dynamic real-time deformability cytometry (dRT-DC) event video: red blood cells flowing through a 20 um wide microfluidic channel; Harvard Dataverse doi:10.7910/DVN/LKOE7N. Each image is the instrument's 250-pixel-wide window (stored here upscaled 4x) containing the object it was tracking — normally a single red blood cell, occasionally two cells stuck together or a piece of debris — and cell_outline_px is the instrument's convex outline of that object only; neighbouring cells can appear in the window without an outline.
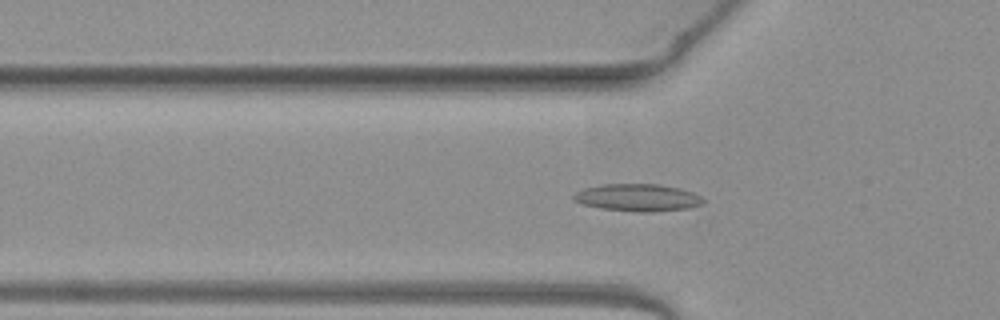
{"species": "common noctule bat (a hibernating species)", "species_latin": "Nyctalus noctula", "temperature_condition": "warm", "stored_images_in_passage": 40, "camera_frame_rate_fps": 3000, "um_per_image_px": 0.085, "animal": {"sex": "female", "body_mass_g": 19.3, "forearm_length_mm": 54.1}, "frame": {"image": 1, "passage_image": 8, "time_ms": 2.333, "image_size_px": [1000, 320], "cell_outline_px": [[704, 204], [688, 208], [652, 212], [636, 212], [600, 208], [584, 204], [572, 200], [572, 196], [576, 192], [584, 188], [604, 184], [660, 184], [680, 188], [692, 192], [700, 196], [704, 200]], "centroid_in_image_um": [54.21, 16.79], "position_along_channel_um": 71.6, "area_um2": 20.69}}
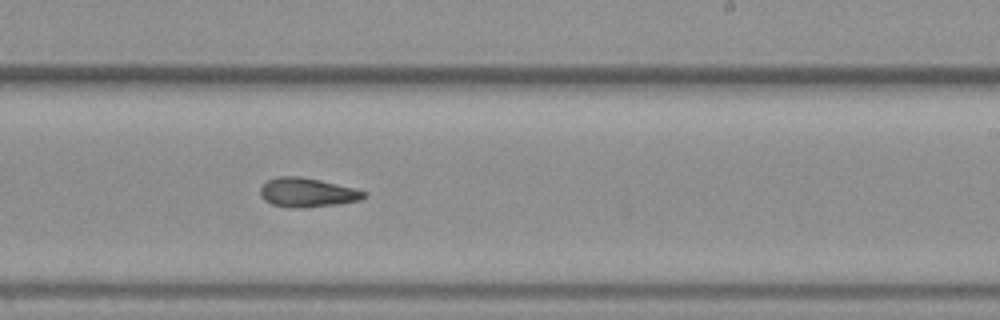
{"frame": {"image": 2, "passage_image": 22, "time_ms": 7.0, "image_size_px": [1000, 320], "cell_outline_px": [[368, 196], [360, 200], [336, 204], [296, 208], [288, 208], [272, 204], [264, 200], [260, 196], [260, 188], [268, 180], [276, 176], [300, 176], [320, 180], [368, 192]], "centroid_in_image_um": [26.09, 16.36], "position_along_channel_um": 262.9, "area_um2": 17.57}}
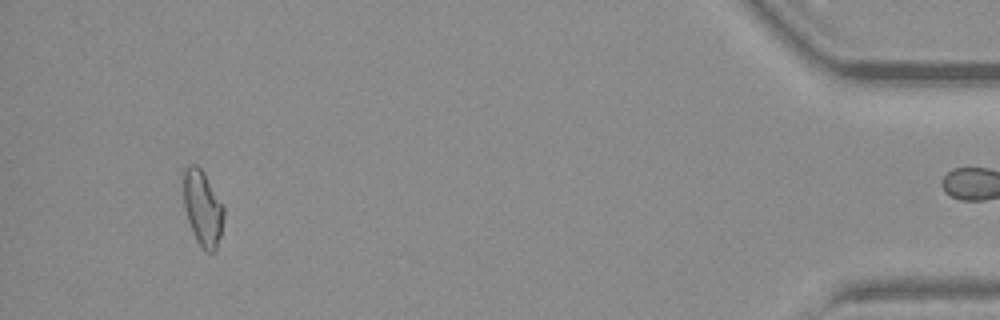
{"frame": {"image": 3, "passage_image": 39, "time_ms": 12.667, "image_size_px": [1000, 320], "cell_outline_px": [[224, 216], [220, 236], [216, 252], [208, 252], [196, 240], [192, 232], [184, 208], [184, 168], [188, 164], [196, 164], [204, 172], [224, 204]], "centroid_in_image_um": [17.24, 17.67], "position_along_channel_um": 418.0, "area_um2": 17.86}, "authors_computed_cell_mechanics": {"area_um2": 17.5134, "velocity_mm_per_s": 4.0858, "shape_relaxation_time_tau1_ms": null, "shape_relaxation_time_tau2_ms": 3.5002, "deformation_change_tau1": null, "deformation_change_tau2": 0.1183}}